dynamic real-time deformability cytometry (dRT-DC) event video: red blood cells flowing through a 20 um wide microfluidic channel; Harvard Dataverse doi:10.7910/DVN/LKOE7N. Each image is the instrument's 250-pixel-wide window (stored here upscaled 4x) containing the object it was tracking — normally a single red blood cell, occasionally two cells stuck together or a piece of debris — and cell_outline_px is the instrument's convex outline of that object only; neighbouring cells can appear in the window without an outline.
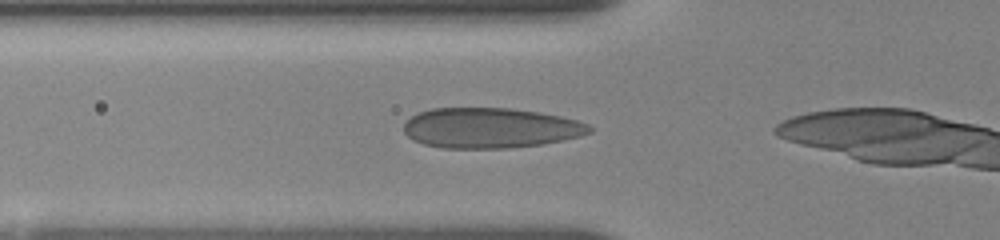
{"species": "human", "species_latin": "Homo sapiens", "temperature_condition": "room temperature", "stored_images_in_passage": 9, "camera_frame_rate_fps": 3000, "um_per_image_px": 0.085, "donor": {"sex": "female"}, "frame": {"image": 1, "passage_image": 6, "time_ms": 3.333, "image_size_px": [1000, 240], "cell_outline_px": [[592, 132], [580, 136], [540, 144], [508, 148], [440, 148], [424, 144], [412, 140], [404, 132], [404, 124], [412, 116], [420, 112], [432, 108], [508, 108], [540, 112], [560, 116], [576, 120], [588, 124], [592, 128]], "centroid_in_image_um": [41.66, 10.87], "position_along_channel_um": 84.1, "area_um2": 43.47}}
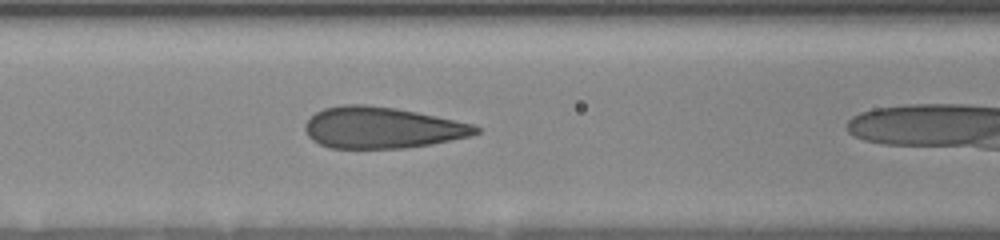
{"frame": {"image": 2, "passage_image": 8, "time_ms": 4.667, "image_size_px": [1000, 240], "cell_outline_px": [[480, 132], [472, 136], [432, 144], [404, 148], [332, 148], [320, 144], [312, 140], [308, 136], [304, 128], [304, 124], [316, 112], [324, 108], [344, 104], [364, 104], [396, 108], [436, 116], [472, 124], [480, 128]], "centroid_in_image_um": [32.47, 10.85], "position_along_channel_um": 134.1, "area_um2": 41.1}}